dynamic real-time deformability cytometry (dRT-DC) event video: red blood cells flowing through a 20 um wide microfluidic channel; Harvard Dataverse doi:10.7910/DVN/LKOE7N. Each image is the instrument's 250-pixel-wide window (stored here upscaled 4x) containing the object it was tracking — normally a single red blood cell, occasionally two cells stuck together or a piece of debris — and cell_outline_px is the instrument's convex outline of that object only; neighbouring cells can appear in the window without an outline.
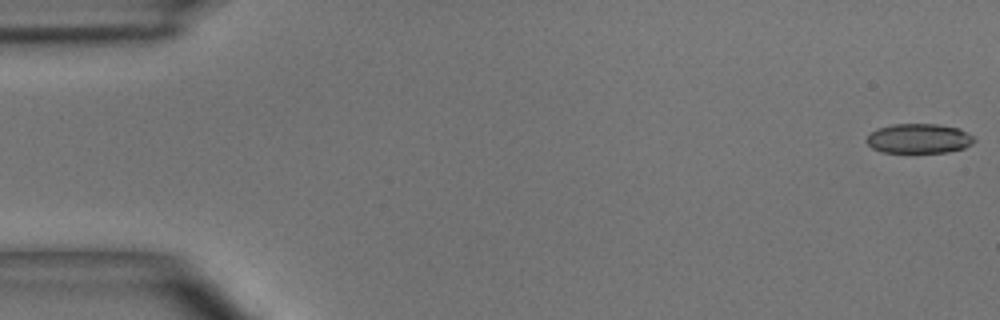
{"species": "common noctule bat (a hibernating species)", "species_latin": "Nyctalus noctula", "temperature_condition": "room temperature", "stored_images_in_passage": 50, "camera_frame_rate_fps": 3000, "um_per_image_px": 0.085, "animal": {"sex": "male", "body_mass_g": 15.6}, "frame": {"image": 1, "passage_image": 1, "time_ms": 0.0, "image_size_px": [1000, 320], "cell_outline_px": [[976, 140], [972, 144], [964, 148], [948, 152], [884, 152], [872, 148], [868, 144], [868, 136], [876, 128], [892, 124], [936, 124], [960, 128], [972, 136]], "centroid_in_image_um": [78.13, 11.77], "position_along_channel_um": 6.9, "area_um2": 18.5}}
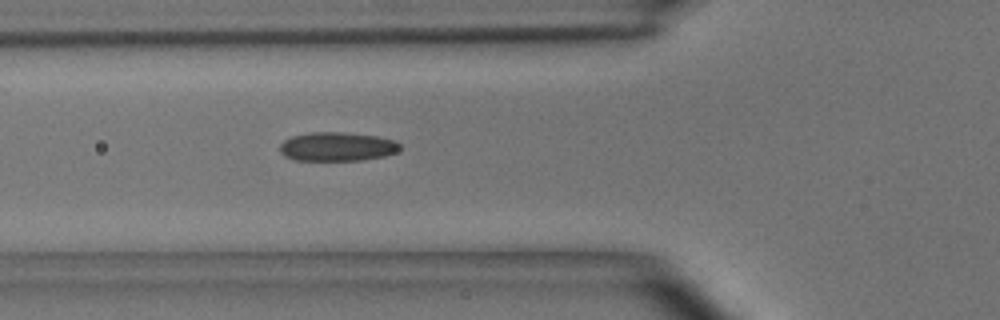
{"frame": {"image": 2, "passage_image": 18, "time_ms": 5.667, "image_size_px": [1000, 320], "cell_outline_px": [[400, 148], [396, 152], [384, 156], [364, 160], [296, 160], [284, 156], [280, 152], [280, 144], [284, 140], [292, 136], [308, 132], [344, 132], [376, 136], [392, 140], [400, 144]], "centroid_in_image_um": [28.63, 12.46], "position_along_channel_um": 97.2, "area_um2": 20.23}}
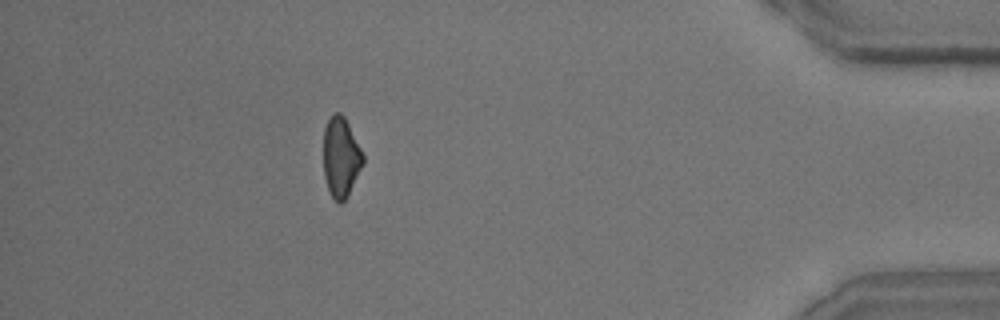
{"frame": {"image": 3, "passage_image": 45, "time_ms": 14.667, "image_size_px": [1000, 320], "cell_outline_px": [[364, 164], [344, 200], [340, 204], [332, 196], [328, 188], [324, 176], [324, 128], [328, 120], [336, 112], [340, 112], [344, 116], [364, 156]], "centroid_in_image_um": [28.97, 13.35], "position_along_channel_um": 406.2, "area_um2": 18.03}, "authors_computed_cell_mechanics": {"area_um2": 19.9121, "velocity_mm_per_s": 3.9845, "shape_relaxation_time_tau1_ms": 7.2955, "shape_relaxation_time_tau2_ms": 3.221, "deformation_change_tau1": 0.1363, "deformation_change_tau2": 0.0914}}